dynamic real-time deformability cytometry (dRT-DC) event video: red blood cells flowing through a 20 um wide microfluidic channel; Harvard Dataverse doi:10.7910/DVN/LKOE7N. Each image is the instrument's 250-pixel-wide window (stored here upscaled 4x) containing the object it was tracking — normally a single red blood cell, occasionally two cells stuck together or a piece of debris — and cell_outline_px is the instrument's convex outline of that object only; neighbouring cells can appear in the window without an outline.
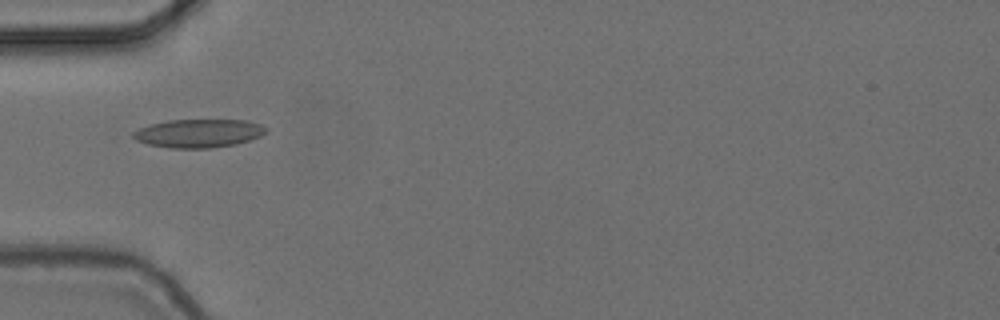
{"species": "common noctule bat (a hibernating species)", "species_latin": "Nyctalus noctula", "temperature_condition": "cold", "stored_images_in_passage": 1, "camera_frame_rate_fps": 3000, "um_per_image_px": 0.085, "animal": {"sex": "female", "body_mass_g": 24.6, "forearm_length_mm": 56.2}, "frame": {"image": 1, "passage_image": 1, "time_ms": 0.0, "image_size_px": [1000, 320], "cell_outline_px": [[268, 132], [260, 136], [236, 144], [212, 148], [172, 148], [148, 144], [136, 140], [132, 136], [132, 132], [148, 124], [168, 120], [248, 120], [264, 124], [268, 128]], "centroid_in_image_um": [16.92, 11.32], "position_along_channel_um": 68.1, "area_um2": 22.2}}